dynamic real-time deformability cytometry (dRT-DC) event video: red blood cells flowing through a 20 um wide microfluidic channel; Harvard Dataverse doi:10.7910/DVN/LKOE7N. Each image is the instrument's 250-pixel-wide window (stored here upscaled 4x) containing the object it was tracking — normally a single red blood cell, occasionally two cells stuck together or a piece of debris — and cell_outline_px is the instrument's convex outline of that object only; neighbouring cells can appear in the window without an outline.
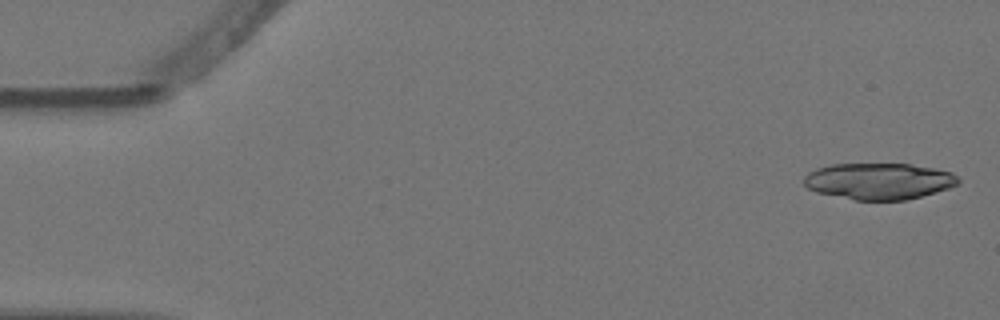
{"species": "Egyptian fruit bat (a non-hibernating species)", "species_latin": "Rousettus aegyptiacus", "temperature_condition": "warm", "stored_images_in_passage": 8, "camera_frame_rate_fps": 3000, "um_per_image_px": 0.085, "animal": {"sex": "female"}, "frame": {"image": 1, "passage_image": 1, "time_ms": 0.0, "image_size_px": [1000, 320], "cell_outline_px": [[960, 184], [936, 192], [904, 200], [856, 200], [816, 192], [808, 188], [804, 184], [804, 176], [808, 172], [816, 168], [832, 164], [912, 164], [952, 172], [960, 176]], "centroid_in_image_um": [74.72, 15.39], "position_along_channel_um": 10.3, "area_um2": 32.83}}